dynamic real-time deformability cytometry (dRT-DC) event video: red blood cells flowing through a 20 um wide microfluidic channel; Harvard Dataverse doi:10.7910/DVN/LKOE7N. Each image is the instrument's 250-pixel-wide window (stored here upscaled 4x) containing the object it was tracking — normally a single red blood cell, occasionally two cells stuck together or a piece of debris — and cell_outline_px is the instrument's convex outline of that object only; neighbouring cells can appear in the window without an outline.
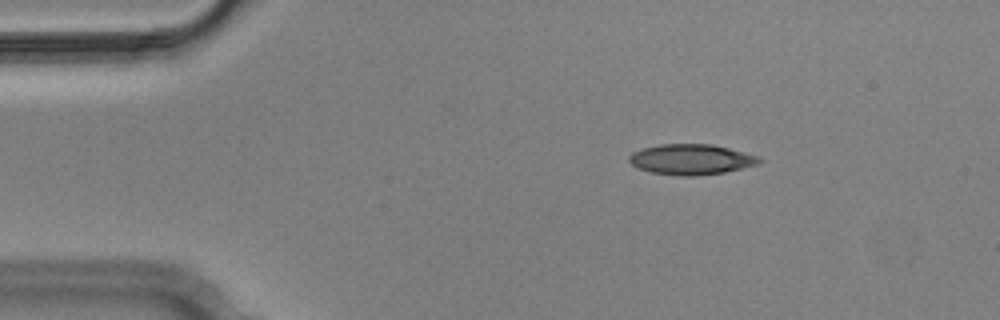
{"species": "Egyptian fruit bat (a non-hibernating species)", "species_latin": "Rousettus aegyptiacus", "temperature_condition": "cold", "stored_images_in_passage": 4, "camera_frame_rate_fps": 3000, "um_per_image_px": 0.085, "animal": {"sex": "male"}, "frame": {"image": 1, "passage_image": 2, "time_ms": 0.333, "image_size_px": [1000, 320], "cell_outline_px": [[764, 160], [756, 164], [724, 172], [696, 176], [680, 176], [652, 172], [640, 168], [632, 164], [628, 160], [628, 156], [632, 152], [644, 148], [660, 144], [712, 144], [760, 156]], "centroid_in_image_um": [58.75, 13.54], "position_along_channel_um": 26.2, "area_um2": 22.95}}